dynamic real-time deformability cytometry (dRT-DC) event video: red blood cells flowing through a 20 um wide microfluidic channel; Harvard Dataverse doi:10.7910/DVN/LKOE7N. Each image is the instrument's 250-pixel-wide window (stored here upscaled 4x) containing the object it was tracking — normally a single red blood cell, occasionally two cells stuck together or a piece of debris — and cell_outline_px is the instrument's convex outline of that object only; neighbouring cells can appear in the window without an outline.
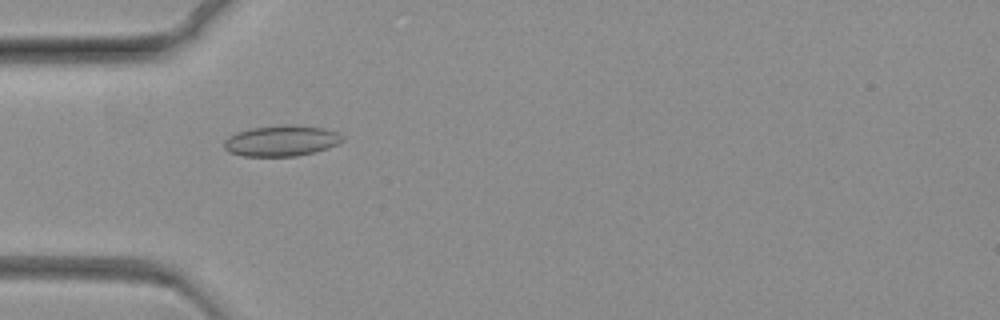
{"species": "common noctule bat (a hibernating species)", "species_latin": "Nyctalus noctula", "temperature_condition": "warm", "stored_images_in_passage": 68, "camera_frame_rate_fps": 3000, "um_per_image_px": 0.085, "animal": {"sex": "female", "body_mass_g": 19.3, "forearm_length_mm": 54.1}, "frame": {"image": 1, "passage_image": 16, "time_ms": 5.0, "image_size_px": [1000, 320], "cell_outline_px": [[344, 140], [340, 144], [316, 152], [296, 156], [244, 156], [228, 152], [224, 148], [224, 140], [228, 136], [236, 132], [252, 128], [280, 124], [292, 124], [324, 128], [336, 132], [344, 136]], "centroid_in_image_um": [23.94, 11.96], "position_along_channel_um": 61.1, "area_um2": 21.62}}
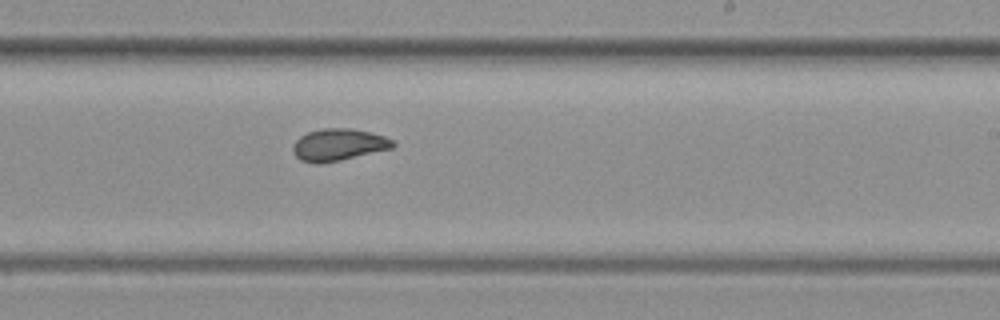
{"frame": {"image": 2, "passage_image": 38, "time_ms": 12.333, "image_size_px": [1000, 320], "cell_outline_px": [[396, 144], [392, 148], [340, 160], [320, 164], [312, 164], [300, 160], [292, 152], [292, 144], [300, 136], [308, 132], [320, 128], [352, 128], [372, 132], [384, 136], [392, 140]], "centroid_in_image_um": [28.73, 12.3], "position_along_channel_um": 260.3, "area_um2": 18.84}}
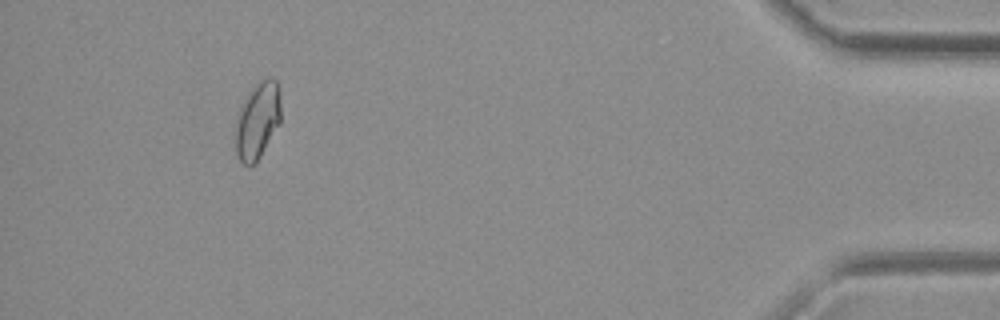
{"frame": {"image": 3, "passage_image": 62, "time_ms": 20.333, "image_size_px": [1000, 320], "cell_outline_px": [[280, 120], [260, 156], [248, 168], [240, 160], [236, 152], [236, 116], [248, 92], [260, 80], [268, 76], [272, 76], [276, 80], [280, 88]], "centroid_in_image_um": [21.89, 10.18], "position_along_channel_um": 413.3, "area_um2": 20.11}}